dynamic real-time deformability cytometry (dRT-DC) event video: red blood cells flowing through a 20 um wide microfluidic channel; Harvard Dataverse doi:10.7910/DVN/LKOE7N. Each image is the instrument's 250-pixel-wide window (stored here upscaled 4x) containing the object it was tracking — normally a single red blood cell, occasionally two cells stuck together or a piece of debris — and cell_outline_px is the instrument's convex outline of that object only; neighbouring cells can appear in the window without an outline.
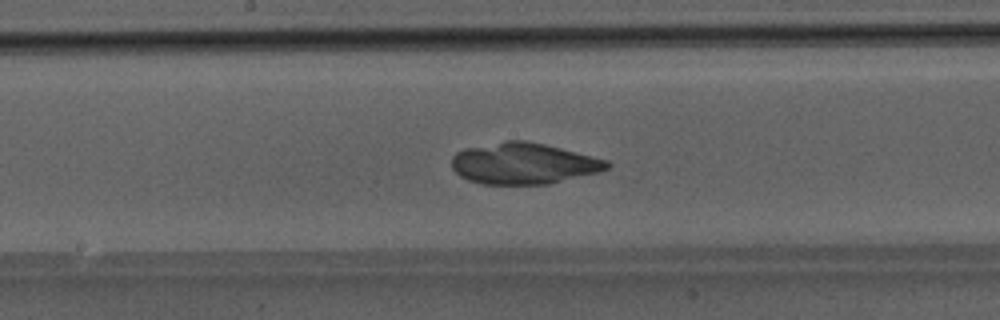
{"species": "Egyptian fruit bat (a non-hibernating species)", "species_latin": "Rousettus aegyptiacus", "temperature_condition": "room temperature", "stored_images_in_passage": 49, "camera_frame_rate_fps": 3000, "um_per_image_px": 0.085, "animal": {"sex": "male"}, "frame": {"image": 1, "passage_image": 26, "time_ms": 8.333, "image_size_px": [1000, 320], "cell_outline_px": [[612, 168], [600, 172], [548, 184], [480, 184], [468, 180], [460, 176], [452, 168], [452, 156], [456, 152], [464, 148], [504, 140], [524, 140], [544, 144], [608, 160], [612, 164]], "centroid_in_image_um": [44.51, 13.89], "position_along_channel_um": 203.7, "area_um2": 37.57}}
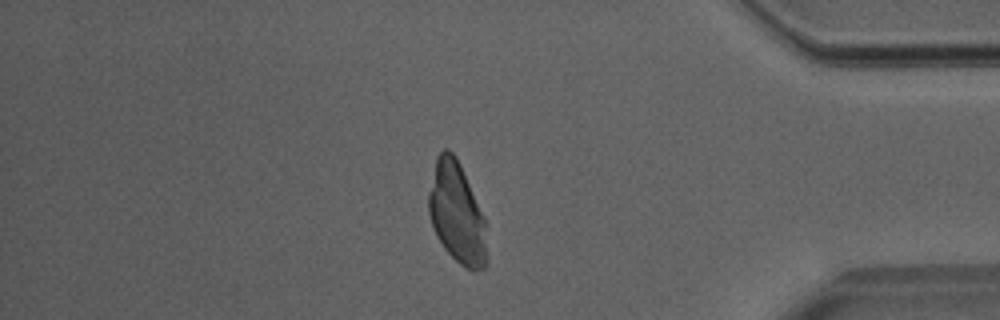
{"frame": {"image": 2, "passage_image": 42, "time_ms": 13.667, "image_size_px": [1000, 320], "cell_outline_px": [[484, 268], [472, 272], [460, 264], [444, 248], [436, 236], [432, 228], [428, 212], [428, 192], [436, 156], [444, 148], [448, 148], [456, 156], [460, 164], [484, 220]], "centroid_in_image_um": [38.75, 18.07], "position_along_channel_um": 396.5, "area_um2": 33.47}}
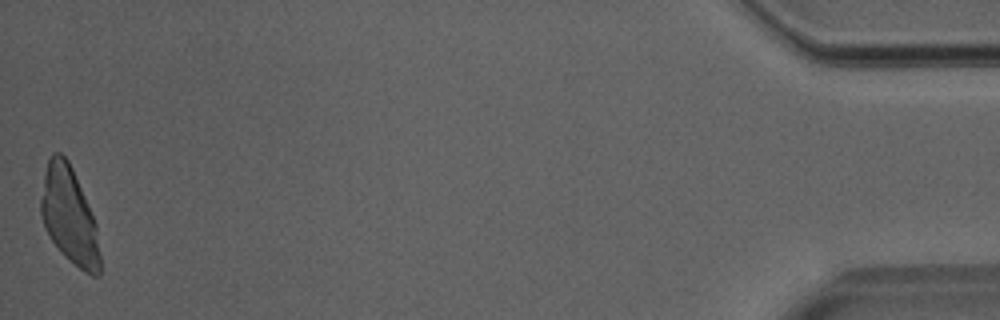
{"frame": {"image": 3, "passage_image": 49, "time_ms": 16.0, "image_size_px": [1000, 320], "cell_outline_px": [[100, 276], [92, 276], [84, 272], [64, 256], [60, 252], [44, 228], [40, 212], [40, 200], [44, 176], [48, 160], [52, 152], [60, 152], [68, 160], [72, 168], [96, 224], [100, 252]], "centroid_in_image_um": [5.88, 18.37], "position_along_channel_um": 429.3, "area_um2": 33.18}}